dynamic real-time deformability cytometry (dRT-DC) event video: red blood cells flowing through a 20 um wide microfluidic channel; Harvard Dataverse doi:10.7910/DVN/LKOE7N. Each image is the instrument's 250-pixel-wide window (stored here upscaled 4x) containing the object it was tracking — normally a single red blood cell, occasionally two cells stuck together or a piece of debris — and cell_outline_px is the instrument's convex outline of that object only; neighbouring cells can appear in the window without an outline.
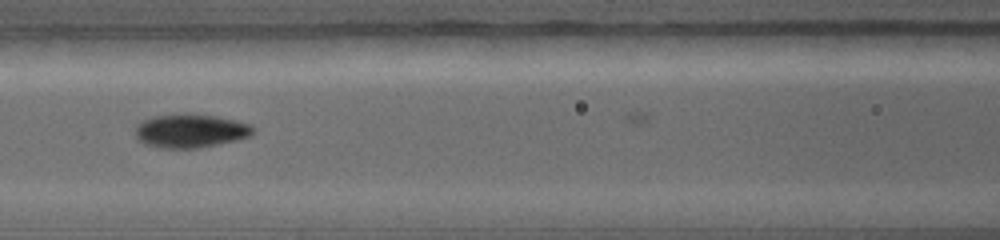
{"species": "common noctule bat (a hibernating species)", "species_latin": "Nyctalus noctula", "temperature_condition": "warm", "stored_images_in_passage": 7, "camera_frame_rate_fps": 5000, "um_per_image_px": 0.085, "animal": {"sex": "female", "body_mass_g": 19.0, "forearm_length_mm": 56.7}, "frame": {"image": 1, "passage_image": 5, "time_ms": 0.8, "image_size_px": [1000, 240], "cell_outline_px": [[256, 132], [248, 136], [236, 140], [196, 148], [160, 148], [144, 144], [136, 136], [136, 128], [144, 120], [152, 116], [216, 116], [236, 120], [252, 124], [256, 128]], "centroid_in_image_um": [16.25, 11.15], "position_along_channel_um": 150.4, "area_um2": 22.37}}